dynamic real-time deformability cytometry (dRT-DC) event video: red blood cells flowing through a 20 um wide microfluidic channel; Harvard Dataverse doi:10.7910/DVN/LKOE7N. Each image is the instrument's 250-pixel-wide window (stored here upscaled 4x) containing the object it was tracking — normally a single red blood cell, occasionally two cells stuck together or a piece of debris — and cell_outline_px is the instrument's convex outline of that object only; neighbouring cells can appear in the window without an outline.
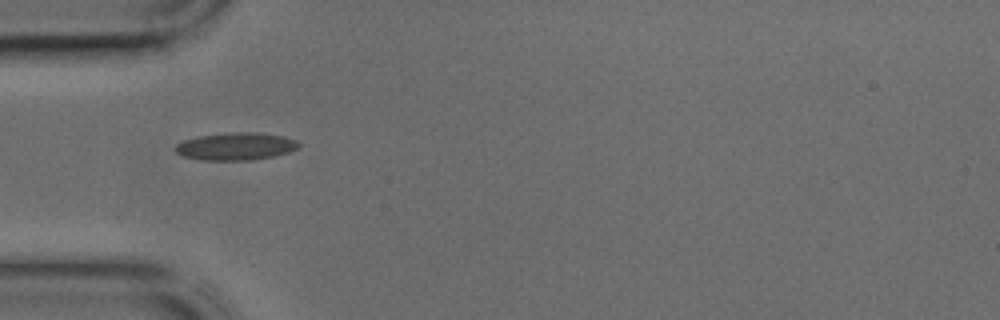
{"species": "common noctule bat (a hibernating species)", "species_latin": "Nyctalus noctula", "temperature_condition": "cold", "stored_images_in_passage": 22, "camera_frame_rate_fps": 3000, "um_per_image_px": 0.085, "animal": {"sex": "male", "body_mass_g": 17.9, "forearm_length_mm": 54.2}, "frame": {"image": 1, "passage_image": 1, "time_ms": 0.0, "image_size_px": [1000, 320], "cell_outline_px": [[300, 148], [288, 152], [272, 156], [252, 160], [204, 160], [184, 156], [176, 152], [172, 148], [176, 144], [184, 140], [200, 136], [232, 132], [256, 132], [284, 136], [296, 140], [300, 144]], "centroid_in_image_um": [20.06, 12.43], "position_along_channel_um": 64.9, "area_um2": 19.77}}
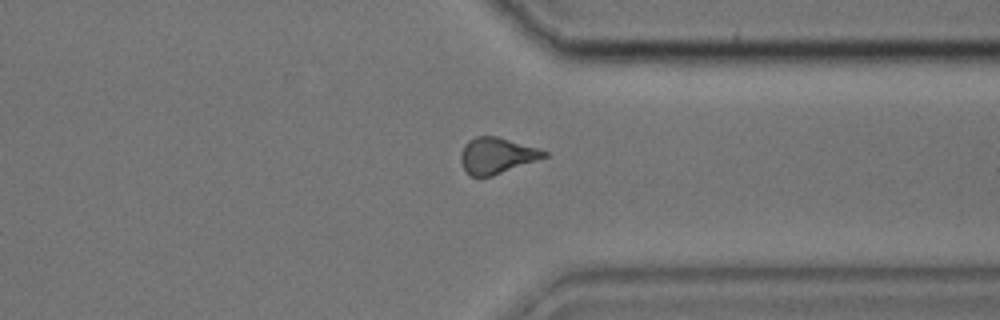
{"frame": {"image": 2, "passage_image": 21, "time_ms": 6.667, "image_size_px": [1000, 320], "cell_outline_px": [[548, 156], [492, 176], [472, 176], [464, 172], [460, 160], [460, 156], [464, 144], [468, 140], [476, 136], [496, 136], [540, 148], [548, 152]], "centroid_in_image_um": [42.2, 13.22], "position_along_channel_um": 369.2, "area_um2": 17.57}}